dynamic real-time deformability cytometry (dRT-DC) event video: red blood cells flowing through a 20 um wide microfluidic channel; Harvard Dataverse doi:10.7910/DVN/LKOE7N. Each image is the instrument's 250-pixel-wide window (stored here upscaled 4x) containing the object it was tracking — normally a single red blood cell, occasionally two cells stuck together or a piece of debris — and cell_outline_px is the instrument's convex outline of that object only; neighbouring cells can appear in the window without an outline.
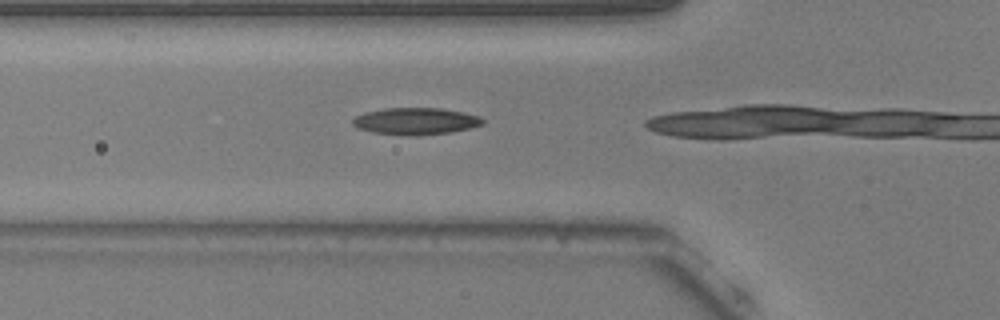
{"species": "common noctule bat (a hibernating species)", "species_latin": "Nyctalus noctula", "temperature_condition": "warm", "stored_images_in_passage": 5, "camera_frame_rate_fps": 3000, "um_per_image_px": 0.085, "animal": {"sex": "male", "body_mass_g": 20.5, "forearm_length_mm": 52.5}, "frame": {"image": 1, "passage_image": 2, "time_ms": 0.333, "image_size_px": [1000, 320], "cell_outline_px": [[484, 124], [472, 128], [452, 132], [408, 136], [372, 132], [356, 128], [352, 124], [352, 120], [356, 116], [364, 112], [384, 108], [440, 108], [464, 112], [480, 116], [484, 120]], "centroid_in_image_um": [35.34, 10.3], "position_along_channel_um": 90.5, "area_um2": 20.58}}